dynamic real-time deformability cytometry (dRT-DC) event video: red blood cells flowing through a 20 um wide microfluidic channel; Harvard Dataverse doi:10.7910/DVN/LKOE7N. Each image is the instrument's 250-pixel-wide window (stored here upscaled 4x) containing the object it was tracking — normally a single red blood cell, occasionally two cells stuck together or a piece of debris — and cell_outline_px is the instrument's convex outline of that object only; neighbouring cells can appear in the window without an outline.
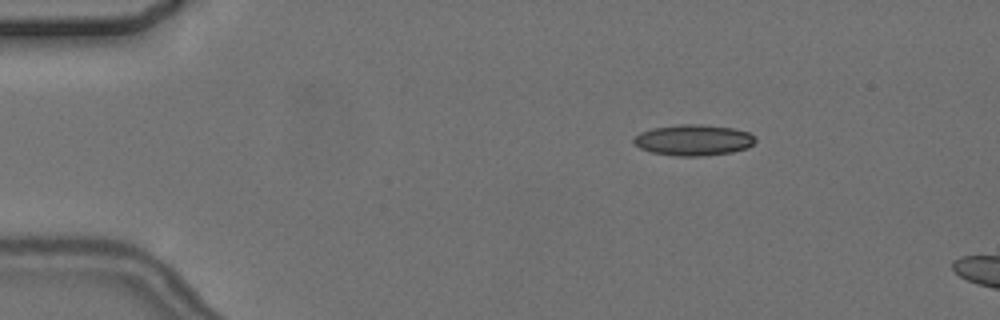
{"species": "common noctule bat (a hibernating species)", "species_latin": "Nyctalus noctula", "temperature_condition": "cold", "stored_images_in_passage": 3, "camera_frame_rate_fps": 3000, "um_per_image_px": 0.085, "animal": {"sex": "female", "body_mass_g": 24.6, "forearm_length_mm": 56.2}, "frame": {"image": 1, "passage_image": 2, "time_ms": 1.0, "image_size_px": [1000, 320], "cell_outline_px": [[756, 140], [748, 148], [732, 152], [700, 156], [676, 156], [652, 152], [640, 148], [632, 140], [640, 132], [652, 128], [680, 124], [704, 124], [736, 128], [748, 132], [756, 136]], "centroid_in_image_um": [58.98, 11.89], "position_along_channel_um": 26.0, "area_um2": 22.08}}